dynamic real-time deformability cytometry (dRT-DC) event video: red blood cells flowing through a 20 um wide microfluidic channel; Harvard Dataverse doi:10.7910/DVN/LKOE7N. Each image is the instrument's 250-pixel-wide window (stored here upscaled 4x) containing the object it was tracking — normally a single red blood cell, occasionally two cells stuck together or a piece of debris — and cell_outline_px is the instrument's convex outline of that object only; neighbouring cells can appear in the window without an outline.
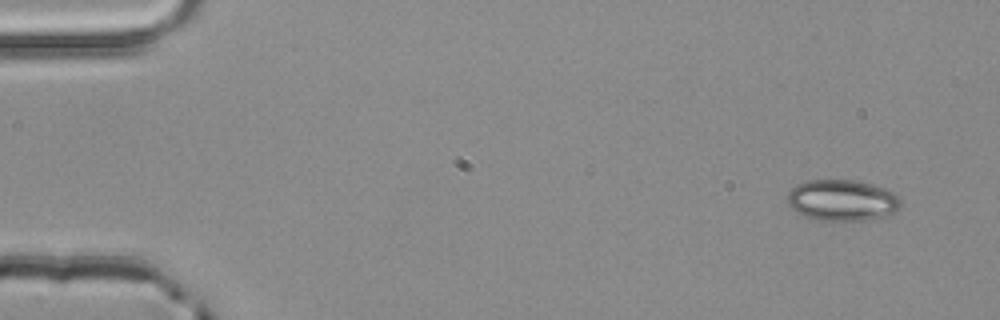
{"species": "common noctule bat (a hibernating species)", "species_latin": "Nyctalus noctula", "temperature_condition": "room temperature", "stored_images_in_passage": 3, "camera_frame_rate_fps": 3000, "um_per_image_px": 0.085, "animal": {"sex": "male", "body_mass_g": 20.4}, "frame": {"image": 1, "passage_image": 1, "time_ms": 0.0, "image_size_px": [1000, 320], "cell_outline_px": [[900, 208], [884, 216], [864, 220], [812, 220], [804, 216], [792, 208], [788, 204], [788, 192], [796, 184], [804, 180], [856, 180], [872, 184], [896, 192], [900, 200]], "centroid_in_image_um": [71.57, 17.01], "position_along_channel_um": 13.4, "area_um2": 27.28}}